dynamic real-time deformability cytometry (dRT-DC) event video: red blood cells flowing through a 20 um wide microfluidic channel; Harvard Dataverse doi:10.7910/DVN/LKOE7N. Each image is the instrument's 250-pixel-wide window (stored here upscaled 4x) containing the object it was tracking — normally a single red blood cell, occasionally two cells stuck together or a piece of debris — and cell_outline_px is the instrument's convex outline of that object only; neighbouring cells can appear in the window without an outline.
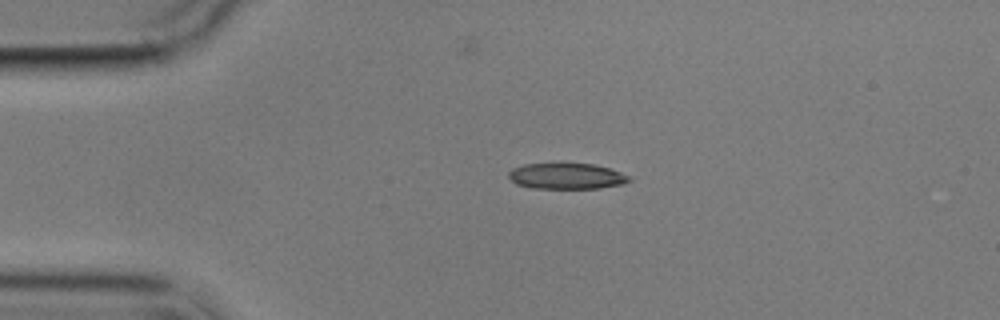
{"species": "common noctule bat (a hibernating species)", "species_latin": "Nyctalus noctula", "temperature_condition": "cold", "stored_images_in_passage": 5, "camera_frame_rate_fps": 3000, "um_per_image_px": 0.085, "animal": {"sex": "male", "body_mass_g": 17.9}, "frame": {"image": 1, "passage_image": 3, "time_ms": 2.333, "image_size_px": [1000, 320], "cell_outline_px": [[632, 180], [624, 184], [600, 188], [532, 188], [516, 184], [508, 176], [508, 172], [512, 168], [524, 164], [592, 164], [608, 168], [632, 176]], "centroid_in_image_um": [48.18, 14.98], "position_along_channel_um": 36.8, "area_um2": 18.15}}
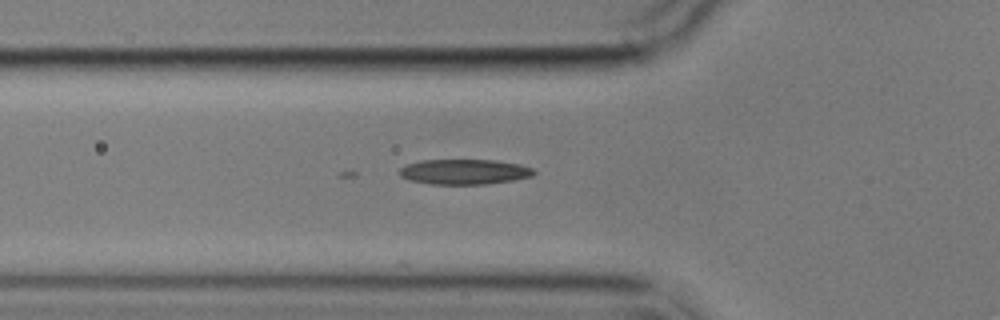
{"frame": {"image": 2, "passage_image": 5, "time_ms": 4.667, "image_size_px": [1000, 320], "cell_outline_px": [[536, 172], [532, 176], [512, 180], [484, 184], [432, 184], [408, 180], [400, 176], [400, 168], [408, 164], [420, 160], [496, 160], [520, 164], [532, 168]], "centroid_in_image_um": [39.46, 14.6], "position_along_channel_um": 86.3, "area_um2": 19.65}}